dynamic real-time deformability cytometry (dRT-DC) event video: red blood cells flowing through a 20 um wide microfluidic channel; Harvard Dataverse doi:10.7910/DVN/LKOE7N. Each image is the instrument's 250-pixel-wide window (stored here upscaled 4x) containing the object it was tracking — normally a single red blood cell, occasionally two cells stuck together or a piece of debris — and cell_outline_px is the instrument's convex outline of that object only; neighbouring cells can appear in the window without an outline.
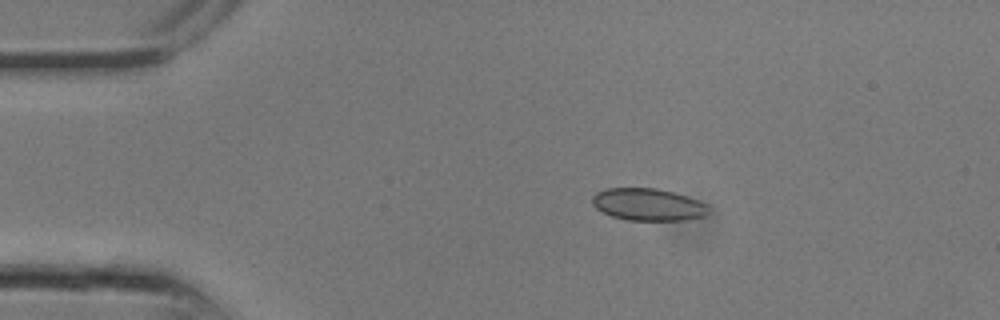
{"species": "common noctule bat (a hibernating species)", "species_latin": "Nyctalus noctula", "temperature_condition": "room temperature", "stored_images_in_passage": 4, "camera_frame_rate_fps": 3000, "um_per_image_px": 0.085, "animal": {"sex": "male", "body_mass_g": 13.3}, "frame": {"image": 1, "passage_image": 1, "time_ms": 0.0, "image_size_px": [1000, 320], "cell_outline_px": [[712, 212], [708, 216], [684, 220], [628, 220], [612, 216], [600, 212], [592, 204], [592, 196], [596, 192], [604, 188], [656, 188], [672, 192], [708, 204]], "centroid_in_image_um": [55.1, 17.39], "position_along_channel_um": 29.9, "area_um2": 22.08}}